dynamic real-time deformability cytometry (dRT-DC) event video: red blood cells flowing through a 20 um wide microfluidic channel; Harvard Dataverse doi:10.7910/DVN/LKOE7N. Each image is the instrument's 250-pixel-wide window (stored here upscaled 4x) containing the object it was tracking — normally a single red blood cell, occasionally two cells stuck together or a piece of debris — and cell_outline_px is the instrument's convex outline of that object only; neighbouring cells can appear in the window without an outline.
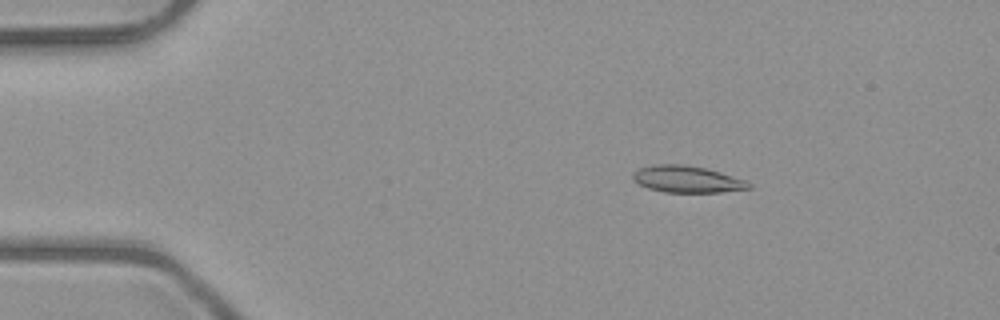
{"species": "common noctule bat (a hibernating species)", "species_latin": "Nyctalus noctula", "temperature_condition": "room temperature", "stored_images_in_passage": 51, "camera_frame_rate_fps": 3000, "um_per_image_px": 0.085, "animal": {"sex": "male", "body_mass_g": 23.1, "forearm_length_mm": 52.7}, "frame": {"image": 1, "passage_image": 8, "time_ms": 2.333, "image_size_px": [1000, 320], "cell_outline_px": [[752, 188], [720, 192], [664, 192], [648, 188], [632, 180], [632, 172], [640, 168], [652, 164], [684, 164], [704, 168], [720, 172], [744, 180], [752, 184]], "centroid_in_image_um": [58.36, 15.23], "position_along_channel_um": 26.6, "area_um2": 18.03}}
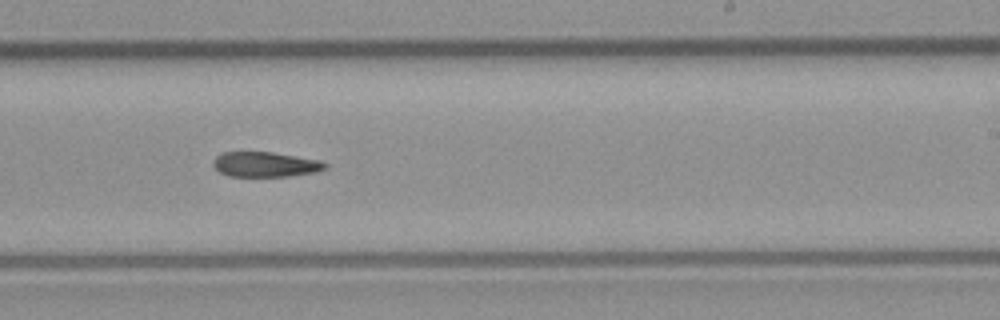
{"frame": {"image": 2, "passage_image": 31, "time_ms": 10.0, "image_size_px": [1000, 320], "cell_outline_px": [[328, 168], [316, 172], [288, 176], [228, 176], [220, 172], [212, 164], [212, 160], [216, 156], [224, 152], [272, 152], [320, 160], [328, 164]], "centroid_in_image_um": [22.56, 13.97], "position_along_channel_um": 266.4, "area_um2": 16.36}}
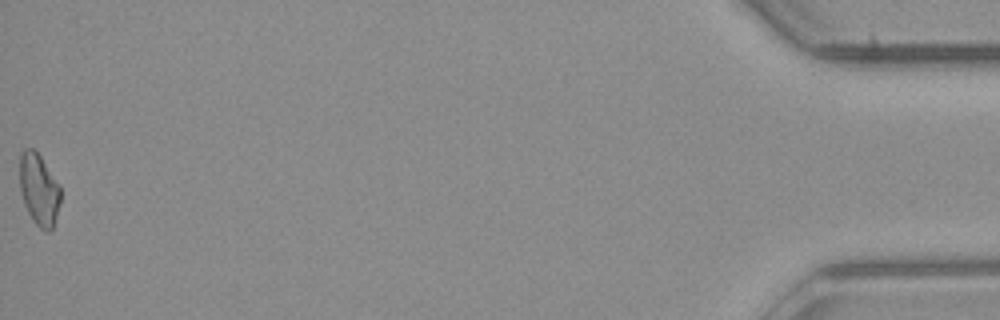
{"frame": {"image": 3, "passage_image": 51, "time_ms": 16.667, "image_size_px": [1000, 320], "cell_outline_px": [[60, 200], [56, 216], [52, 228], [48, 232], [44, 232], [36, 224], [28, 212], [24, 204], [20, 192], [20, 152], [24, 148], [32, 148], [40, 156], [60, 184]], "centroid_in_image_um": [3.3, 16.1], "position_along_channel_um": 431.9, "area_um2": 17.05}}